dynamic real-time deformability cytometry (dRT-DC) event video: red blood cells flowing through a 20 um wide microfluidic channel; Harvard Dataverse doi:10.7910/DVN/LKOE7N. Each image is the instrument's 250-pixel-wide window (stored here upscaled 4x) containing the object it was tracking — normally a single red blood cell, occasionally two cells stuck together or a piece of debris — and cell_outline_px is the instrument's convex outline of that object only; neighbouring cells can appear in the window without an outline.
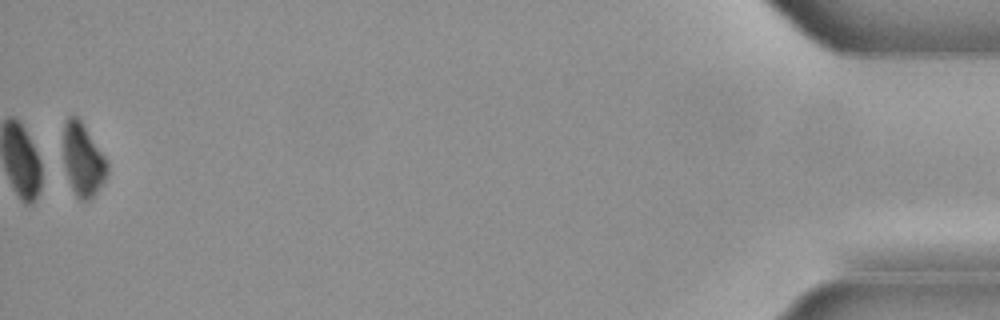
{"species": "common noctule bat (a hibernating species)", "species_latin": "Nyctalus noctula", "temperature_condition": "cold", "stored_images_in_passage": 48, "segment_of_instrument_passage": [2, 2], "camera_frame_rate_fps": 3000, "um_per_image_px": 0.085, "animal": {"sex": "male", "body_mass_g": 21.5, "forearm_length_mm": 52.0}, "frame": {"image": 1, "passage_image": 47, "time_ms": 15.333, "image_size_px": [1000, 320], "cell_outline_px": [[108, 172], [104, 180], [92, 196], [84, 200], [80, 200], [76, 196], [72, 188], [64, 164], [64, 124], [68, 116], [76, 116], [80, 120], [104, 156], [108, 164]], "centroid_in_image_um": [7.04, 13.56], "position_along_channel_um": 428.2, "area_um2": 17.92}}